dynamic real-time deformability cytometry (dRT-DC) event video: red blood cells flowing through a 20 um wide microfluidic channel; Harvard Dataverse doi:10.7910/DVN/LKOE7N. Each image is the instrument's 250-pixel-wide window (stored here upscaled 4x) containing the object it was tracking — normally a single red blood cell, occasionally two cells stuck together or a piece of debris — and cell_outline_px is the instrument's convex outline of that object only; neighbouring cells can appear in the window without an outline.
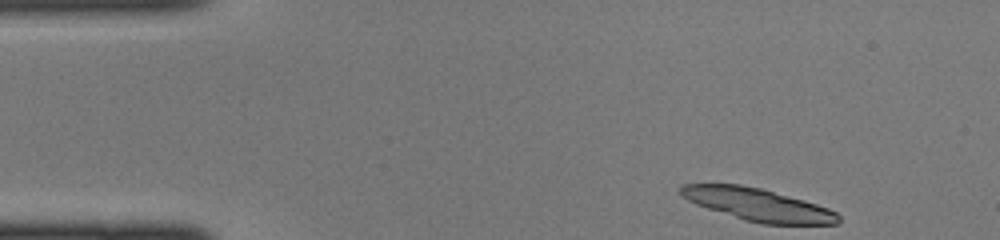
{"species": "common noctule bat (a hibernating species)", "species_latin": "Nyctalus noctula", "temperature_condition": "cold", "stored_images_in_passage": 35, "camera_frame_rate_fps": 3000, "um_per_image_px": 0.085, "animal": {"sex": "female", "body_mass_g": 22.0, "forearm_length_mm": 56.7}, "frame": {"image": 1, "passage_image": 1, "time_ms": 0.0, "image_size_px": [1000, 240], "cell_outline_px": [[840, 224], [764, 224], [744, 220], [696, 204], [680, 196], [680, 184], [740, 184], [760, 188], [804, 200], [828, 208], [836, 212], [840, 216]], "centroid_in_image_um": [64.42, 17.39], "position_along_channel_um": 20.6, "area_um2": 29.71}}
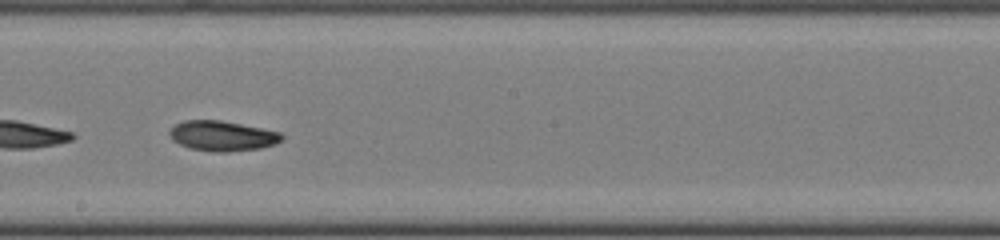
{"frame": {"image": 2, "passage_image": 21, "time_ms": 6.667, "image_size_px": [1000, 240], "cell_outline_px": [[284, 136], [276, 144], [260, 148], [228, 152], [212, 152], [188, 148], [172, 140], [168, 132], [176, 124], [184, 120], [220, 120], [280, 132]], "centroid_in_image_um": [18.87, 11.56], "position_along_channel_um": 229.3, "area_um2": 19.65}}
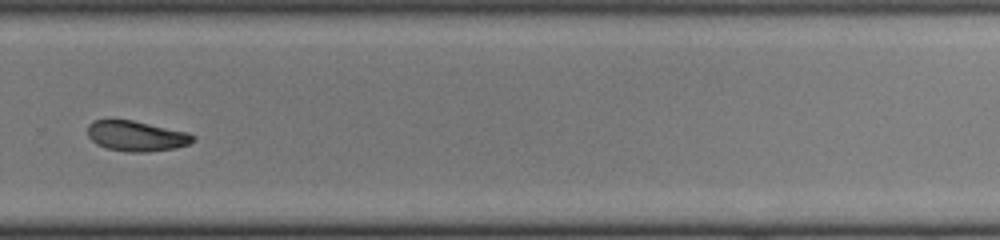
{"frame": {"image": 3, "passage_image": 27, "time_ms": 8.667, "image_size_px": [1000, 240], "cell_outline_px": [[196, 140], [188, 144], [176, 148], [148, 152], [124, 152], [108, 148], [96, 144], [88, 136], [88, 124], [92, 120], [132, 120], [188, 132], [196, 136]], "centroid_in_image_um": [11.61, 11.57], "position_along_channel_um": 318.2, "area_um2": 18.73}}